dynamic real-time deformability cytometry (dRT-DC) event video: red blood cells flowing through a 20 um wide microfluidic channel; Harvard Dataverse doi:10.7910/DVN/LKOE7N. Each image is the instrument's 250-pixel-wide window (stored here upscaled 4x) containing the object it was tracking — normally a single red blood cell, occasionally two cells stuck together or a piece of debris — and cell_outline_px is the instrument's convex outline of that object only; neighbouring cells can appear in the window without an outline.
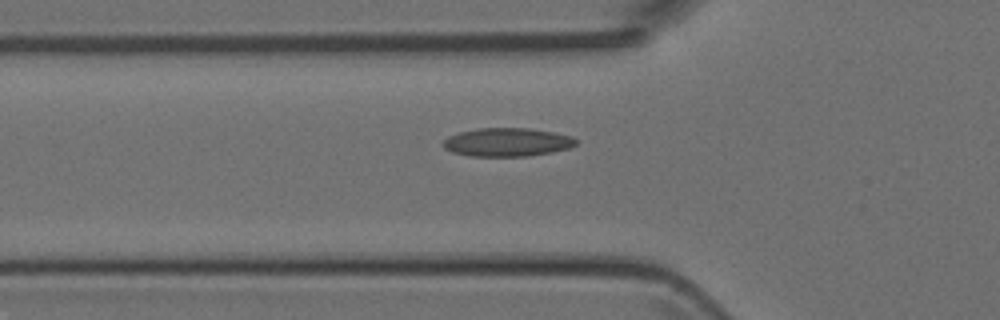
{"species": "Egyptian fruit bat (a non-hibernating species)", "species_latin": "Rousettus aegyptiacus", "temperature_condition": "room temperature", "stored_images_in_passage": 38, "camera_frame_rate_fps": 3000, "um_per_image_px": 0.085, "animal": {"sex": "female"}, "frame": {"image": 1, "passage_image": 5, "time_ms": 1.333, "image_size_px": [1000, 320], "cell_outline_px": [[580, 140], [576, 144], [568, 148], [552, 152], [524, 156], [468, 156], [452, 152], [444, 148], [444, 140], [448, 136], [460, 132], [476, 128], [528, 128], [556, 132], [572, 136]], "centroid_in_image_um": [43.13, 12.08], "position_along_channel_um": 82.7, "area_um2": 22.14}}
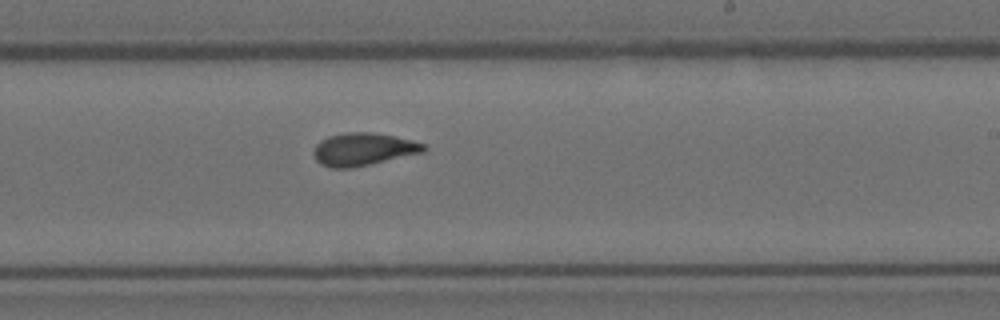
{"frame": {"image": 2, "passage_image": 18, "time_ms": 5.667, "image_size_px": [1000, 320], "cell_outline_px": [[428, 148], [424, 152], [352, 168], [332, 168], [320, 164], [316, 160], [312, 152], [316, 144], [320, 140], [328, 136], [348, 132], [372, 132], [412, 140], [424, 144]], "centroid_in_image_um": [30.85, 12.69], "position_along_channel_um": 258.1, "area_um2": 20.98}}
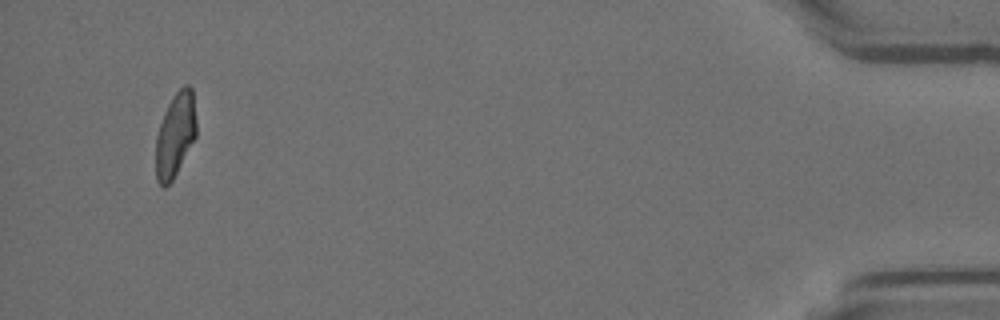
{"frame": {"image": 3, "passage_image": 36, "time_ms": 11.667, "image_size_px": [1000, 320], "cell_outline_px": [[196, 136], [172, 180], [164, 188], [156, 180], [156, 136], [164, 112], [168, 104], [176, 92], [184, 84], [188, 84], [192, 88], [196, 120]], "centroid_in_image_um": [14.9, 11.44], "position_along_channel_um": 420.3, "area_um2": 19.71}}